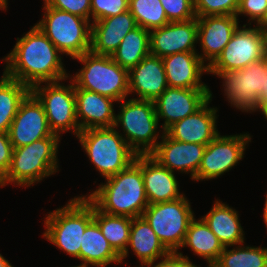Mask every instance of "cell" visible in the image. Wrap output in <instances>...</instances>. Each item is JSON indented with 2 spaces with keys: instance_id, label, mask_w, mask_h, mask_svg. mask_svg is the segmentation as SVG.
Returning <instances> with one entry per match:
<instances>
[{
  "instance_id": "cell-1",
  "label": "cell",
  "mask_w": 267,
  "mask_h": 267,
  "mask_svg": "<svg viewBox=\"0 0 267 267\" xmlns=\"http://www.w3.org/2000/svg\"><path fill=\"white\" fill-rule=\"evenodd\" d=\"M61 55L57 47L34 25L22 38H17L13 50L2 59L6 61L3 73L30 88L43 82H62L69 75L64 69Z\"/></svg>"
},
{
  "instance_id": "cell-2",
  "label": "cell",
  "mask_w": 267,
  "mask_h": 267,
  "mask_svg": "<svg viewBox=\"0 0 267 267\" xmlns=\"http://www.w3.org/2000/svg\"><path fill=\"white\" fill-rule=\"evenodd\" d=\"M90 195L85 196L99 211L140 217L149 206L141 173V155L124 170L106 178Z\"/></svg>"
},
{
  "instance_id": "cell-3",
  "label": "cell",
  "mask_w": 267,
  "mask_h": 267,
  "mask_svg": "<svg viewBox=\"0 0 267 267\" xmlns=\"http://www.w3.org/2000/svg\"><path fill=\"white\" fill-rule=\"evenodd\" d=\"M60 136H49L13 149L12 162L0 186H31L57 172Z\"/></svg>"
},
{
  "instance_id": "cell-4",
  "label": "cell",
  "mask_w": 267,
  "mask_h": 267,
  "mask_svg": "<svg viewBox=\"0 0 267 267\" xmlns=\"http://www.w3.org/2000/svg\"><path fill=\"white\" fill-rule=\"evenodd\" d=\"M93 221V204L85 197H74L65 205L49 212L43 237L57 248L80 260L83 233Z\"/></svg>"
},
{
  "instance_id": "cell-5",
  "label": "cell",
  "mask_w": 267,
  "mask_h": 267,
  "mask_svg": "<svg viewBox=\"0 0 267 267\" xmlns=\"http://www.w3.org/2000/svg\"><path fill=\"white\" fill-rule=\"evenodd\" d=\"M83 64L71 79L75 89L101 94L120 102L129 94L128 70L122 68L111 56L97 55L91 51L75 58Z\"/></svg>"
},
{
  "instance_id": "cell-6",
  "label": "cell",
  "mask_w": 267,
  "mask_h": 267,
  "mask_svg": "<svg viewBox=\"0 0 267 267\" xmlns=\"http://www.w3.org/2000/svg\"><path fill=\"white\" fill-rule=\"evenodd\" d=\"M77 138L105 179L126 169L137 156L115 127L85 129Z\"/></svg>"
},
{
  "instance_id": "cell-7",
  "label": "cell",
  "mask_w": 267,
  "mask_h": 267,
  "mask_svg": "<svg viewBox=\"0 0 267 267\" xmlns=\"http://www.w3.org/2000/svg\"><path fill=\"white\" fill-rule=\"evenodd\" d=\"M119 103L120 112L115 115L114 127L122 126V137L137 155L151 154L159 143L157 129L160 121L155 103L136 98L123 99Z\"/></svg>"
},
{
  "instance_id": "cell-8",
  "label": "cell",
  "mask_w": 267,
  "mask_h": 267,
  "mask_svg": "<svg viewBox=\"0 0 267 267\" xmlns=\"http://www.w3.org/2000/svg\"><path fill=\"white\" fill-rule=\"evenodd\" d=\"M44 17L35 24L57 47L72 59L91 49V22L66 11L49 7L44 2Z\"/></svg>"
},
{
  "instance_id": "cell-9",
  "label": "cell",
  "mask_w": 267,
  "mask_h": 267,
  "mask_svg": "<svg viewBox=\"0 0 267 267\" xmlns=\"http://www.w3.org/2000/svg\"><path fill=\"white\" fill-rule=\"evenodd\" d=\"M193 213L189 200L183 195L173 201L150 204L142 216L164 247L169 252H178L195 217Z\"/></svg>"
},
{
  "instance_id": "cell-10",
  "label": "cell",
  "mask_w": 267,
  "mask_h": 267,
  "mask_svg": "<svg viewBox=\"0 0 267 267\" xmlns=\"http://www.w3.org/2000/svg\"><path fill=\"white\" fill-rule=\"evenodd\" d=\"M223 79L226 98L230 104L242 112H255L264 95L267 79V62L265 58L250 63L238 70L209 72Z\"/></svg>"
},
{
  "instance_id": "cell-11",
  "label": "cell",
  "mask_w": 267,
  "mask_h": 267,
  "mask_svg": "<svg viewBox=\"0 0 267 267\" xmlns=\"http://www.w3.org/2000/svg\"><path fill=\"white\" fill-rule=\"evenodd\" d=\"M70 83L64 86L60 81L45 82L44 86L39 83L31 88V92L44 107L51 131L58 136L61 132L69 130L73 131L75 136L80 132V120L76 114L75 85L71 80Z\"/></svg>"
},
{
  "instance_id": "cell-12",
  "label": "cell",
  "mask_w": 267,
  "mask_h": 267,
  "mask_svg": "<svg viewBox=\"0 0 267 267\" xmlns=\"http://www.w3.org/2000/svg\"><path fill=\"white\" fill-rule=\"evenodd\" d=\"M238 27L222 53L208 66V72H223L247 67L265 56L267 36L255 26Z\"/></svg>"
},
{
  "instance_id": "cell-13",
  "label": "cell",
  "mask_w": 267,
  "mask_h": 267,
  "mask_svg": "<svg viewBox=\"0 0 267 267\" xmlns=\"http://www.w3.org/2000/svg\"><path fill=\"white\" fill-rule=\"evenodd\" d=\"M249 142L251 136L248 133L229 136L219 133L206 145L195 180L215 179L229 172L244 157Z\"/></svg>"
},
{
  "instance_id": "cell-14",
  "label": "cell",
  "mask_w": 267,
  "mask_h": 267,
  "mask_svg": "<svg viewBox=\"0 0 267 267\" xmlns=\"http://www.w3.org/2000/svg\"><path fill=\"white\" fill-rule=\"evenodd\" d=\"M8 135L13 148L28 145L49 136H58L51 131L44 107L32 92L21 102Z\"/></svg>"
},
{
  "instance_id": "cell-15",
  "label": "cell",
  "mask_w": 267,
  "mask_h": 267,
  "mask_svg": "<svg viewBox=\"0 0 267 267\" xmlns=\"http://www.w3.org/2000/svg\"><path fill=\"white\" fill-rule=\"evenodd\" d=\"M210 93V89L168 87L154 101L158 120L164 119L163 132L199 110L210 99Z\"/></svg>"
},
{
  "instance_id": "cell-16",
  "label": "cell",
  "mask_w": 267,
  "mask_h": 267,
  "mask_svg": "<svg viewBox=\"0 0 267 267\" xmlns=\"http://www.w3.org/2000/svg\"><path fill=\"white\" fill-rule=\"evenodd\" d=\"M150 32V54L165 57L179 52H197V17L187 21L169 22Z\"/></svg>"
},
{
  "instance_id": "cell-17",
  "label": "cell",
  "mask_w": 267,
  "mask_h": 267,
  "mask_svg": "<svg viewBox=\"0 0 267 267\" xmlns=\"http://www.w3.org/2000/svg\"><path fill=\"white\" fill-rule=\"evenodd\" d=\"M161 139L150 155L171 172H190L192 180H195L206 145L174 140L165 132L162 133Z\"/></svg>"
},
{
  "instance_id": "cell-18",
  "label": "cell",
  "mask_w": 267,
  "mask_h": 267,
  "mask_svg": "<svg viewBox=\"0 0 267 267\" xmlns=\"http://www.w3.org/2000/svg\"><path fill=\"white\" fill-rule=\"evenodd\" d=\"M238 20L236 16L231 15L197 17V41H200L203 52L198 56L203 62L209 61L207 66H210L222 53L239 27Z\"/></svg>"
},
{
  "instance_id": "cell-19",
  "label": "cell",
  "mask_w": 267,
  "mask_h": 267,
  "mask_svg": "<svg viewBox=\"0 0 267 267\" xmlns=\"http://www.w3.org/2000/svg\"><path fill=\"white\" fill-rule=\"evenodd\" d=\"M210 99L195 113L171 125L165 133L172 139L186 143L207 145L218 134L217 109L209 107Z\"/></svg>"
},
{
  "instance_id": "cell-20",
  "label": "cell",
  "mask_w": 267,
  "mask_h": 267,
  "mask_svg": "<svg viewBox=\"0 0 267 267\" xmlns=\"http://www.w3.org/2000/svg\"><path fill=\"white\" fill-rule=\"evenodd\" d=\"M128 80L129 95L137 99L154 102L168 88L163 60L151 54L128 71Z\"/></svg>"
},
{
  "instance_id": "cell-21",
  "label": "cell",
  "mask_w": 267,
  "mask_h": 267,
  "mask_svg": "<svg viewBox=\"0 0 267 267\" xmlns=\"http://www.w3.org/2000/svg\"><path fill=\"white\" fill-rule=\"evenodd\" d=\"M198 55L199 52H179L162 58L168 87L209 89L201 81L202 74L208 73V66Z\"/></svg>"
},
{
  "instance_id": "cell-22",
  "label": "cell",
  "mask_w": 267,
  "mask_h": 267,
  "mask_svg": "<svg viewBox=\"0 0 267 267\" xmlns=\"http://www.w3.org/2000/svg\"><path fill=\"white\" fill-rule=\"evenodd\" d=\"M130 11L91 23V49L97 55L111 56L128 32L137 28Z\"/></svg>"
},
{
  "instance_id": "cell-23",
  "label": "cell",
  "mask_w": 267,
  "mask_h": 267,
  "mask_svg": "<svg viewBox=\"0 0 267 267\" xmlns=\"http://www.w3.org/2000/svg\"><path fill=\"white\" fill-rule=\"evenodd\" d=\"M141 173L149 205L173 201L184 195L179 192L175 173L150 154L141 155Z\"/></svg>"
},
{
  "instance_id": "cell-24",
  "label": "cell",
  "mask_w": 267,
  "mask_h": 267,
  "mask_svg": "<svg viewBox=\"0 0 267 267\" xmlns=\"http://www.w3.org/2000/svg\"><path fill=\"white\" fill-rule=\"evenodd\" d=\"M77 119L80 131L92 128H110L115 124L113 103L117 102L101 94L75 89Z\"/></svg>"
},
{
  "instance_id": "cell-25",
  "label": "cell",
  "mask_w": 267,
  "mask_h": 267,
  "mask_svg": "<svg viewBox=\"0 0 267 267\" xmlns=\"http://www.w3.org/2000/svg\"><path fill=\"white\" fill-rule=\"evenodd\" d=\"M237 213L232 207L216 200L212 209L202 216L224 247H234L244 243V231Z\"/></svg>"
},
{
  "instance_id": "cell-26",
  "label": "cell",
  "mask_w": 267,
  "mask_h": 267,
  "mask_svg": "<svg viewBox=\"0 0 267 267\" xmlns=\"http://www.w3.org/2000/svg\"><path fill=\"white\" fill-rule=\"evenodd\" d=\"M129 246L139 258L142 267H147L169 253L143 216L132 218Z\"/></svg>"
},
{
  "instance_id": "cell-27",
  "label": "cell",
  "mask_w": 267,
  "mask_h": 267,
  "mask_svg": "<svg viewBox=\"0 0 267 267\" xmlns=\"http://www.w3.org/2000/svg\"><path fill=\"white\" fill-rule=\"evenodd\" d=\"M80 260L83 262L80 266L87 267L89 264L95 267H107L113 263H121L120 256L110 246L94 220L83 233Z\"/></svg>"
},
{
  "instance_id": "cell-28",
  "label": "cell",
  "mask_w": 267,
  "mask_h": 267,
  "mask_svg": "<svg viewBox=\"0 0 267 267\" xmlns=\"http://www.w3.org/2000/svg\"><path fill=\"white\" fill-rule=\"evenodd\" d=\"M186 246L204 260L206 259L208 266H213L218 261L224 249L218 237L202 218L198 220L193 218L190 222L181 248Z\"/></svg>"
},
{
  "instance_id": "cell-29",
  "label": "cell",
  "mask_w": 267,
  "mask_h": 267,
  "mask_svg": "<svg viewBox=\"0 0 267 267\" xmlns=\"http://www.w3.org/2000/svg\"><path fill=\"white\" fill-rule=\"evenodd\" d=\"M93 220L98 224L103 236L120 256L121 263L128 256V243L132 218L99 211L93 205Z\"/></svg>"
},
{
  "instance_id": "cell-30",
  "label": "cell",
  "mask_w": 267,
  "mask_h": 267,
  "mask_svg": "<svg viewBox=\"0 0 267 267\" xmlns=\"http://www.w3.org/2000/svg\"><path fill=\"white\" fill-rule=\"evenodd\" d=\"M148 55H150V32L138 26L128 32L111 57L129 71Z\"/></svg>"
},
{
  "instance_id": "cell-31",
  "label": "cell",
  "mask_w": 267,
  "mask_h": 267,
  "mask_svg": "<svg viewBox=\"0 0 267 267\" xmlns=\"http://www.w3.org/2000/svg\"><path fill=\"white\" fill-rule=\"evenodd\" d=\"M30 92L29 86L3 73L0 79V132L8 133L21 102Z\"/></svg>"
},
{
  "instance_id": "cell-32",
  "label": "cell",
  "mask_w": 267,
  "mask_h": 267,
  "mask_svg": "<svg viewBox=\"0 0 267 267\" xmlns=\"http://www.w3.org/2000/svg\"><path fill=\"white\" fill-rule=\"evenodd\" d=\"M213 267H267V247H249L242 244L231 250L224 247Z\"/></svg>"
},
{
  "instance_id": "cell-33",
  "label": "cell",
  "mask_w": 267,
  "mask_h": 267,
  "mask_svg": "<svg viewBox=\"0 0 267 267\" xmlns=\"http://www.w3.org/2000/svg\"><path fill=\"white\" fill-rule=\"evenodd\" d=\"M128 10L137 25L149 31L169 23L160 0H129Z\"/></svg>"
},
{
  "instance_id": "cell-34",
  "label": "cell",
  "mask_w": 267,
  "mask_h": 267,
  "mask_svg": "<svg viewBox=\"0 0 267 267\" xmlns=\"http://www.w3.org/2000/svg\"><path fill=\"white\" fill-rule=\"evenodd\" d=\"M240 0H194L196 17L231 15L236 16Z\"/></svg>"
},
{
  "instance_id": "cell-35",
  "label": "cell",
  "mask_w": 267,
  "mask_h": 267,
  "mask_svg": "<svg viewBox=\"0 0 267 267\" xmlns=\"http://www.w3.org/2000/svg\"><path fill=\"white\" fill-rule=\"evenodd\" d=\"M92 22L128 11L129 0H90Z\"/></svg>"
},
{
  "instance_id": "cell-36",
  "label": "cell",
  "mask_w": 267,
  "mask_h": 267,
  "mask_svg": "<svg viewBox=\"0 0 267 267\" xmlns=\"http://www.w3.org/2000/svg\"><path fill=\"white\" fill-rule=\"evenodd\" d=\"M169 22L187 21L196 18L194 0H160Z\"/></svg>"
},
{
  "instance_id": "cell-37",
  "label": "cell",
  "mask_w": 267,
  "mask_h": 267,
  "mask_svg": "<svg viewBox=\"0 0 267 267\" xmlns=\"http://www.w3.org/2000/svg\"><path fill=\"white\" fill-rule=\"evenodd\" d=\"M51 8L66 11L91 21L90 0H44Z\"/></svg>"
},
{
  "instance_id": "cell-38",
  "label": "cell",
  "mask_w": 267,
  "mask_h": 267,
  "mask_svg": "<svg viewBox=\"0 0 267 267\" xmlns=\"http://www.w3.org/2000/svg\"><path fill=\"white\" fill-rule=\"evenodd\" d=\"M266 9L267 0H240L236 17L238 19V15L242 14L249 17V22L252 20L258 23Z\"/></svg>"
},
{
  "instance_id": "cell-39",
  "label": "cell",
  "mask_w": 267,
  "mask_h": 267,
  "mask_svg": "<svg viewBox=\"0 0 267 267\" xmlns=\"http://www.w3.org/2000/svg\"><path fill=\"white\" fill-rule=\"evenodd\" d=\"M13 145L6 132H0V180L7 174L12 162Z\"/></svg>"
},
{
  "instance_id": "cell-40",
  "label": "cell",
  "mask_w": 267,
  "mask_h": 267,
  "mask_svg": "<svg viewBox=\"0 0 267 267\" xmlns=\"http://www.w3.org/2000/svg\"><path fill=\"white\" fill-rule=\"evenodd\" d=\"M147 267H198L193 264L188 256H183L181 252H169L162 257V261L150 263Z\"/></svg>"
},
{
  "instance_id": "cell-41",
  "label": "cell",
  "mask_w": 267,
  "mask_h": 267,
  "mask_svg": "<svg viewBox=\"0 0 267 267\" xmlns=\"http://www.w3.org/2000/svg\"><path fill=\"white\" fill-rule=\"evenodd\" d=\"M256 27H258L261 30V32L267 36V9L262 18L260 19V21L256 24Z\"/></svg>"
},
{
  "instance_id": "cell-42",
  "label": "cell",
  "mask_w": 267,
  "mask_h": 267,
  "mask_svg": "<svg viewBox=\"0 0 267 267\" xmlns=\"http://www.w3.org/2000/svg\"><path fill=\"white\" fill-rule=\"evenodd\" d=\"M257 110L261 111L264 117L267 119V100H261L256 111Z\"/></svg>"
},
{
  "instance_id": "cell-43",
  "label": "cell",
  "mask_w": 267,
  "mask_h": 267,
  "mask_svg": "<svg viewBox=\"0 0 267 267\" xmlns=\"http://www.w3.org/2000/svg\"><path fill=\"white\" fill-rule=\"evenodd\" d=\"M0 267H14L0 254Z\"/></svg>"
},
{
  "instance_id": "cell-44",
  "label": "cell",
  "mask_w": 267,
  "mask_h": 267,
  "mask_svg": "<svg viewBox=\"0 0 267 267\" xmlns=\"http://www.w3.org/2000/svg\"><path fill=\"white\" fill-rule=\"evenodd\" d=\"M263 217H264L263 219H264V222L266 223V228H267V194L265 198Z\"/></svg>"
},
{
  "instance_id": "cell-45",
  "label": "cell",
  "mask_w": 267,
  "mask_h": 267,
  "mask_svg": "<svg viewBox=\"0 0 267 267\" xmlns=\"http://www.w3.org/2000/svg\"><path fill=\"white\" fill-rule=\"evenodd\" d=\"M261 100H267V79H266V83L264 84V95L261 98Z\"/></svg>"
},
{
  "instance_id": "cell-46",
  "label": "cell",
  "mask_w": 267,
  "mask_h": 267,
  "mask_svg": "<svg viewBox=\"0 0 267 267\" xmlns=\"http://www.w3.org/2000/svg\"><path fill=\"white\" fill-rule=\"evenodd\" d=\"M0 9L1 10H7V7L0 1Z\"/></svg>"
},
{
  "instance_id": "cell-47",
  "label": "cell",
  "mask_w": 267,
  "mask_h": 267,
  "mask_svg": "<svg viewBox=\"0 0 267 267\" xmlns=\"http://www.w3.org/2000/svg\"><path fill=\"white\" fill-rule=\"evenodd\" d=\"M6 7H8L7 5H8V2H7V0H0Z\"/></svg>"
},
{
  "instance_id": "cell-48",
  "label": "cell",
  "mask_w": 267,
  "mask_h": 267,
  "mask_svg": "<svg viewBox=\"0 0 267 267\" xmlns=\"http://www.w3.org/2000/svg\"><path fill=\"white\" fill-rule=\"evenodd\" d=\"M266 62H267V47H266V51H265V56H264Z\"/></svg>"
},
{
  "instance_id": "cell-49",
  "label": "cell",
  "mask_w": 267,
  "mask_h": 267,
  "mask_svg": "<svg viewBox=\"0 0 267 267\" xmlns=\"http://www.w3.org/2000/svg\"><path fill=\"white\" fill-rule=\"evenodd\" d=\"M72 267H87V266H80V265L78 266V265H77V266H72Z\"/></svg>"
}]
</instances>
